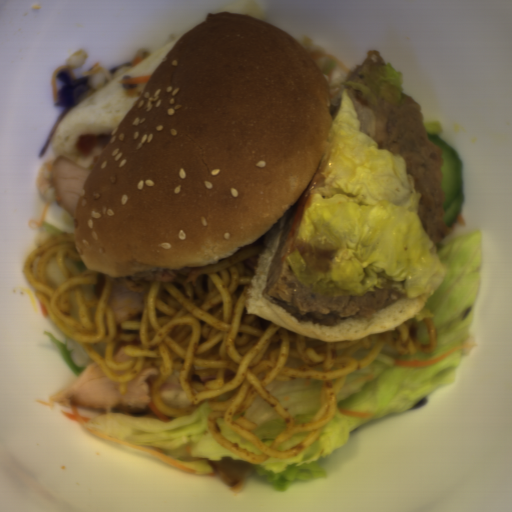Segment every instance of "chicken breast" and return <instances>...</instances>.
<instances>
[{
  "mask_svg": "<svg viewBox=\"0 0 512 512\" xmlns=\"http://www.w3.org/2000/svg\"><path fill=\"white\" fill-rule=\"evenodd\" d=\"M93 165L82 166L61 154L49 167L48 181L57 203L73 219L81 189Z\"/></svg>",
  "mask_w": 512,
  "mask_h": 512,
  "instance_id": "obj_2",
  "label": "chicken breast"
},
{
  "mask_svg": "<svg viewBox=\"0 0 512 512\" xmlns=\"http://www.w3.org/2000/svg\"><path fill=\"white\" fill-rule=\"evenodd\" d=\"M156 374L158 370L154 363L150 359L144 361L141 373L127 380L125 394H120V384L107 378L97 363L92 361L66 387L49 396L45 404L82 409H144L150 401L148 379Z\"/></svg>",
  "mask_w": 512,
  "mask_h": 512,
  "instance_id": "obj_1",
  "label": "chicken breast"
},
{
  "mask_svg": "<svg viewBox=\"0 0 512 512\" xmlns=\"http://www.w3.org/2000/svg\"><path fill=\"white\" fill-rule=\"evenodd\" d=\"M147 289L145 272L114 277L107 305L116 323L135 320L144 307Z\"/></svg>",
  "mask_w": 512,
  "mask_h": 512,
  "instance_id": "obj_3",
  "label": "chicken breast"
},
{
  "mask_svg": "<svg viewBox=\"0 0 512 512\" xmlns=\"http://www.w3.org/2000/svg\"><path fill=\"white\" fill-rule=\"evenodd\" d=\"M214 474L232 491L240 488L253 472L252 464L236 459H215L210 462Z\"/></svg>",
  "mask_w": 512,
  "mask_h": 512,
  "instance_id": "obj_4",
  "label": "chicken breast"
}]
</instances>
